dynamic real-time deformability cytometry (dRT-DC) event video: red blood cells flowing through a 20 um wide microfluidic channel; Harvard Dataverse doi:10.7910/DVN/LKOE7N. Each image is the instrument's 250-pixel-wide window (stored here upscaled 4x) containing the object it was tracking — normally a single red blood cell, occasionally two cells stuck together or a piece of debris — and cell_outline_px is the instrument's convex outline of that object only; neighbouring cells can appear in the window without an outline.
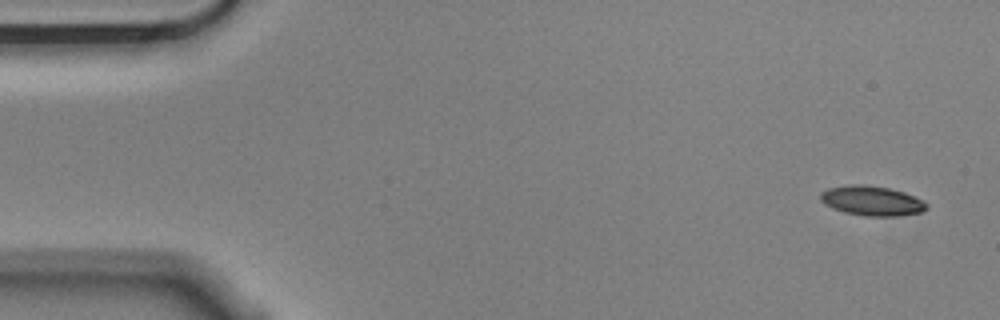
{"species": "Egyptian fruit bat (a non-hibernating species)", "species_latin": "Rousettus aegyptiacus", "temperature_condition": "cold", "stored_images_in_passage": 5, "camera_frame_rate_fps": 3000, "um_per_image_px": 0.085, "animal": {"sex": "male"}, "frame": {"image": 1, "passage_image": 1, "time_ms": 0.0, "image_size_px": [1000, 320], "cell_outline_px": [[928, 208], [920, 212], [896, 216], [864, 216], [844, 212], [832, 208], [824, 204], [820, 200], [820, 192], [828, 188], [848, 184], [864, 184], [888, 188], [904, 192], [916, 196], [924, 200], [928, 204]], "centroid_in_image_um": [74.1, 17.06], "position_along_channel_um": 10.9, "area_um2": 18.61}}
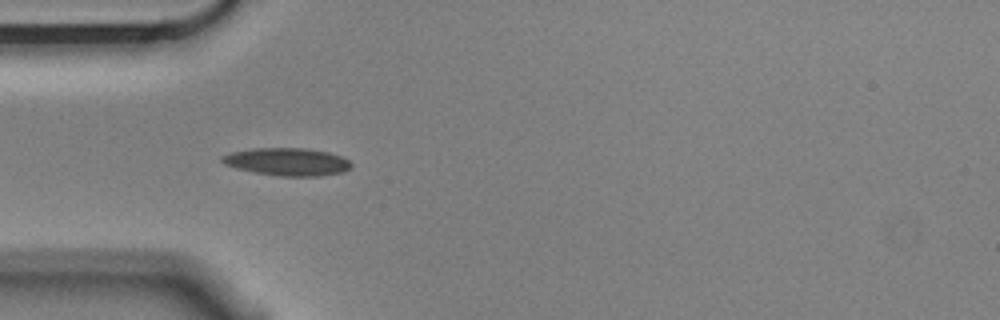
{"frame": {"image": 2, "passage_image": 4, "time_ms": 1.0, "image_size_px": [1000, 320], "cell_outline_px": [[352, 164], [344, 172], [320, 176], [280, 176], [256, 172], [236, 168], [224, 164], [220, 160], [220, 156], [232, 152], [252, 148], [304, 148], [328, 152], [344, 156]], "centroid_in_image_um": [24.42, 13.74], "position_along_channel_um": 60.6, "area_um2": 20.87}}
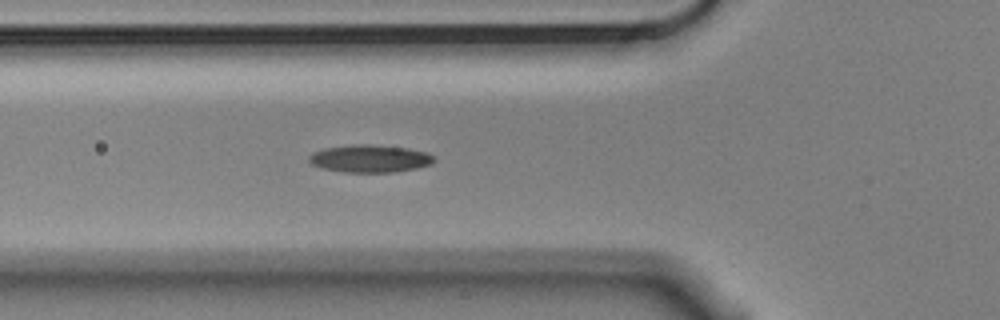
{"frame": {"image": 3, "passage_image": 5, "time_ms": 1.333, "image_size_px": [1000, 320], "cell_outline_px": [[436, 160], [432, 164], [416, 168], [396, 172], [344, 172], [324, 168], [312, 164], [308, 160], [308, 156], [312, 152], [324, 148], [352, 144], [368, 144], [408, 148], [424, 152], [432, 156]], "centroid_in_image_um": [31.42, 13.47], "position_along_channel_um": 94.4, "area_um2": 20.06}}